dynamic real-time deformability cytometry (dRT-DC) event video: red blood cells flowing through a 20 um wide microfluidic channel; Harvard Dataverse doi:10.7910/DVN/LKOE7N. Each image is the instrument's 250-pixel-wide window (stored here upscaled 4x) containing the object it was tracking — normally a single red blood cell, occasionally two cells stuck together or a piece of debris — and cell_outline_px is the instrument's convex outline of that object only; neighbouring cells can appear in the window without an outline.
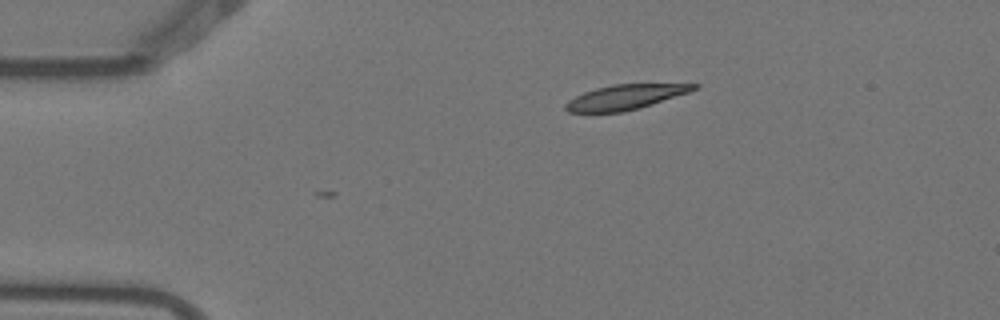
{"species": "Egyptian fruit bat (a non-hibernating species)", "species_latin": "Rousettus aegyptiacus", "temperature_condition": "warm", "stored_images_in_passage": 3, "camera_frame_rate_fps": 3000, "um_per_image_px": 0.085, "animal": {"sex": "female"}, "frame": {"image": 1, "passage_image": 3, "time_ms": 0.667, "image_size_px": [1000, 320], "cell_outline_px": [[700, 84], [696, 88], [688, 92], [640, 108], [624, 112], [568, 112], [564, 108], [564, 104], [568, 100], [584, 92], [596, 88], [612, 84]], "centroid_in_image_um": [53.09, 8.26], "position_along_channel_um": 31.9, "area_um2": 18.38}}